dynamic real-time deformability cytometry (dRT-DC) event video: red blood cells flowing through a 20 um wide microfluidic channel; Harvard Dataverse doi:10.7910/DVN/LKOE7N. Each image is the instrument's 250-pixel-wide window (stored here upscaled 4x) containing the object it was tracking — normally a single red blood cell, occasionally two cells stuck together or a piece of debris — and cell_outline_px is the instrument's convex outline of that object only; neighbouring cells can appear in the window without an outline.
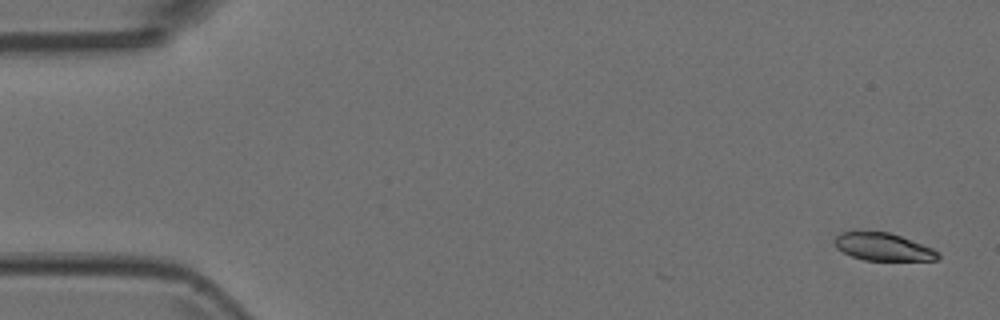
{"species": "Egyptian fruit bat (a non-hibernating species)", "species_latin": "Rousettus aegyptiacus", "temperature_condition": "room temperature", "stored_images_in_passage": 6, "camera_frame_rate_fps": 3000, "um_per_image_px": 0.085, "animal": {"sex": "female"}, "frame": {"image": 1, "passage_image": 1, "time_ms": 0.0, "image_size_px": [1000, 320], "cell_outline_px": [[940, 256], [936, 260], [864, 260], [852, 256], [836, 248], [832, 240], [840, 232], [888, 232], [900, 236], [932, 248]], "centroid_in_image_um": [75.01, 20.98], "position_along_channel_um": 10.0, "area_um2": 16.36}}